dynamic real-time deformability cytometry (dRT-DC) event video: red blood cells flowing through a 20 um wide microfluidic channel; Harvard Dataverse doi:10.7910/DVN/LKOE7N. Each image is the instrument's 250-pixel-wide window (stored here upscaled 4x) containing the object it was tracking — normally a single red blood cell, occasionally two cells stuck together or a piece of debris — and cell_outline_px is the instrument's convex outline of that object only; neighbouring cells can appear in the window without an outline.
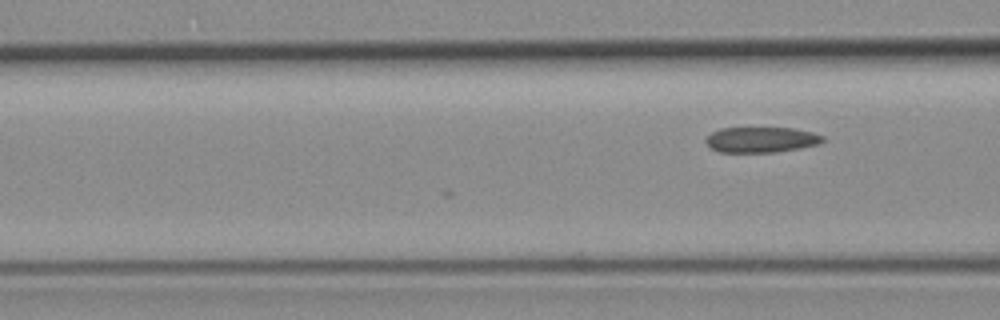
{"species": "common noctule bat (a hibernating species)", "species_latin": "Nyctalus noctula", "temperature_condition": "room temperature", "stored_images_in_passage": 17, "camera_frame_rate_fps": 3000, "um_per_image_px": 0.085, "animal": {"sex": "female", "body_mass_g": 19.3, "forearm_length_mm": 54.1}, "frame": {"image": 1, "passage_image": 17, "time_ms": 5.333, "image_size_px": [1000, 320], "cell_outline_px": [[824, 140], [820, 144], [800, 148], [776, 152], [720, 152], [712, 148], [704, 140], [712, 132], [720, 128], [792, 128], [812, 132], [824, 136]], "centroid_in_image_um": [64.72, 11.87], "position_along_channel_um": 101.9, "area_um2": 17.34}}